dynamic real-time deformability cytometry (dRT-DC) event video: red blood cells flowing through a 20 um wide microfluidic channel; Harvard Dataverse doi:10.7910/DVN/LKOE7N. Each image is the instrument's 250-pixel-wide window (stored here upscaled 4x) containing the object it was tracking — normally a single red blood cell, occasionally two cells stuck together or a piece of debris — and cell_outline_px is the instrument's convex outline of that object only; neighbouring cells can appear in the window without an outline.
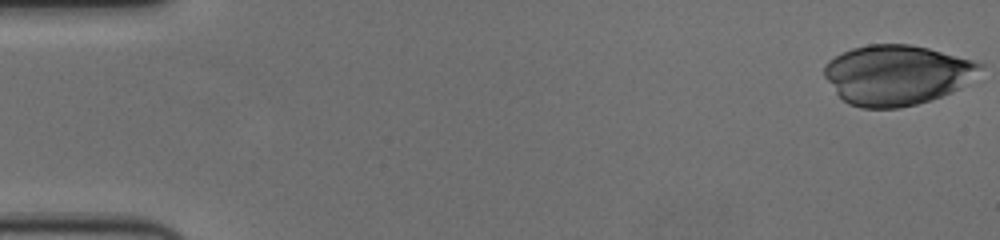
{"species": "human", "species_latin": "Homo sapiens", "temperature_condition": "cold", "stored_images_in_passage": 57, "camera_frame_rate_fps": 3000, "um_per_image_px": 0.085, "donor": {"sex": "female"}, "frame": {"image": 1, "passage_image": 1, "time_ms": 0.0, "image_size_px": [1000, 240], "cell_outline_px": [[984, 64], [960, 88], [952, 92], [916, 104], [900, 108], [860, 108], [848, 104], [836, 92], [824, 76], [824, 68], [828, 60], [852, 48], [868, 44], [908, 44], [928, 48], [972, 60]], "centroid_in_image_um": [76.18, 6.37], "position_along_channel_um": 8.8, "area_um2": 53.87}}
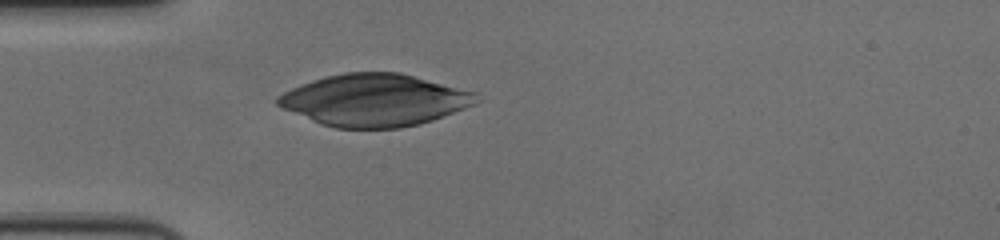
{"frame": {"image": 2, "passage_image": 17, "time_ms": 5.333, "image_size_px": [1000, 240], "cell_outline_px": [[476, 104], [432, 120], [420, 124], [400, 128], [336, 128], [320, 124], [284, 108], [276, 104], [276, 96], [300, 84], [324, 76], [344, 72], [400, 72], [476, 92]], "centroid_in_image_um": [31.82, 8.5], "position_along_channel_um": 53.2, "area_um2": 60.11}}
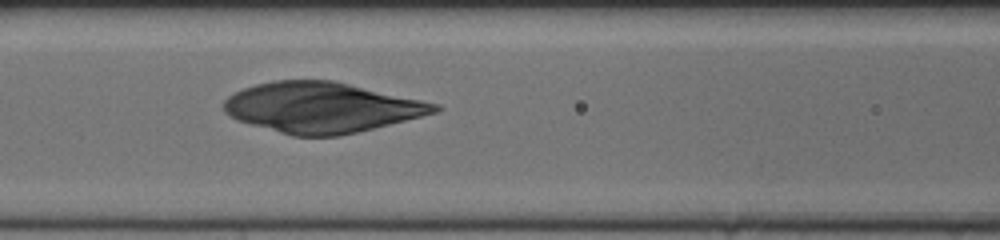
{"frame": {"image": 3, "passage_image": 25, "time_ms": 8.0, "image_size_px": [1000, 240], "cell_outline_px": [[440, 108], [436, 112], [340, 136], [292, 136], [236, 120], [224, 112], [224, 100], [228, 96], [244, 88], [256, 84], [272, 80], [332, 80], [440, 104]], "centroid_in_image_um": [27.28, 9.13], "position_along_channel_um": 139.3, "area_um2": 61.33}}